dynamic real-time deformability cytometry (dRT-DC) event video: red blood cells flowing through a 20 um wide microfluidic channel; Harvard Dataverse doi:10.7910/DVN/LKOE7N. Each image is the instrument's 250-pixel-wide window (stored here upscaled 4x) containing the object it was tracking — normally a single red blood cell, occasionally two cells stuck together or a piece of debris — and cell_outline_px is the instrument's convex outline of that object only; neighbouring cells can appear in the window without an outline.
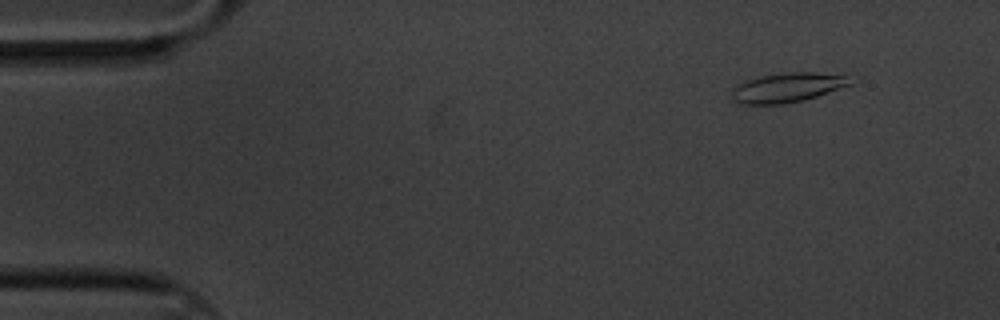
{"species": "common noctule bat (a hibernating species)", "species_latin": "Nyctalus noctula", "temperature_condition": "cold", "stored_images_in_passage": 4, "camera_frame_rate_fps": 3000, "um_per_image_px": 0.085, "animal": {"sex": "male", "body_mass_g": 20.1, "forearm_length_mm": 53.5}, "frame": {"image": 1, "passage_image": 2, "time_ms": 0.333, "image_size_px": [1000, 320], "cell_outline_px": [[852, 84], [804, 100], [784, 104], [744, 104], [728, 100], [732, 88], [736, 84], [744, 80], [760, 76], [792, 72], [816, 72], [844, 76]], "centroid_in_image_um": [66.78, 7.46], "position_along_channel_um": 18.2, "area_um2": 20.35}}